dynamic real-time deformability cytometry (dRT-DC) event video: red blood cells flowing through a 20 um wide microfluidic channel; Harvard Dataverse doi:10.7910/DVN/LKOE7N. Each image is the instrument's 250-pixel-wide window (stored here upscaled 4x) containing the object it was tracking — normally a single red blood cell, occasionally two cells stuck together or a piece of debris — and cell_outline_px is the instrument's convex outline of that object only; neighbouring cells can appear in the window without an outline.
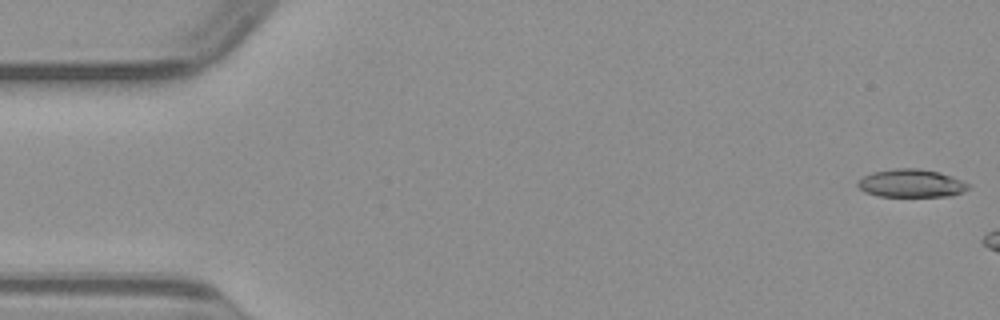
{"species": "common noctule bat (a hibernating species)", "species_latin": "Nyctalus noctula", "temperature_condition": "warm", "stored_images_in_passage": 6, "camera_frame_rate_fps": 3000, "um_per_image_px": 0.085, "animal": {"sex": "male", "body_mass_g": 23.1, "forearm_length_mm": 52.7}, "frame": {"image": 1, "passage_image": 1, "time_ms": 0.0, "image_size_px": [1000, 320], "cell_outline_px": [[972, 184], [968, 188], [952, 196], [880, 196], [864, 192], [856, 184], [864, 176], [872, 172], [896, 168], [916, 168], [940, 172], [952, 176]], "centroid_in_image_um": [77.47, 15.57], "position_along_channel_um": 7.5, "area_um2": 18.03}}